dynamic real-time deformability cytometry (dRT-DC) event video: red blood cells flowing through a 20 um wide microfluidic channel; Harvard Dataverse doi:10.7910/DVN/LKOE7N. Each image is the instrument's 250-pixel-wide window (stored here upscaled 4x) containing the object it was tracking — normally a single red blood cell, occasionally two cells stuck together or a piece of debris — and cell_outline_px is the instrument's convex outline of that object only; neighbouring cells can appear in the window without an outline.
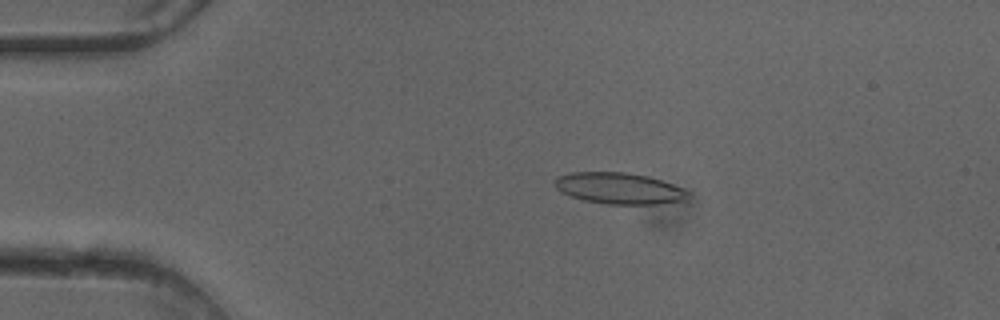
{"species": "common noctule bat (a hibernating species)", "species_latin": "Nyctalus noctula", "temperature_condition": "cold", "stored_images_in_passage": 50, "camera_frame_rate_fps": 3000, "um_per_image_px": 0.085, "animal": {"sex": "female"}, "frame": {"image": 1, "passage_image": 10, "time_ms": 3.0, "image_size_px": [1000, 320], "cell_outline_px": [[692, 196], [684, 200], [660, 204], [608, 204], [584, 200], [560, 192], [556, 188], [556, 176], [572, 172], [624, 172], [648, 176], [672, 184], [688, 192]], "centroid_in_image_um": [52.62, 16.01], "position_along_channel_um": 32.4, "area_um2": 24.16}}
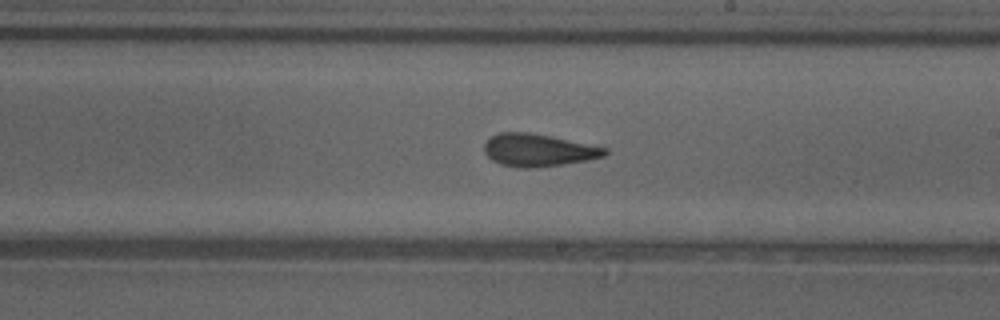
{"frame": {"image": 2, "passage_image": 29, "time_ms": 9.333, "image_size_px": [1000, 320], "cell_outline_px": [[608, 152], [604, 156], [588, 160], [564, 164], [536, 168], [520, 168], [500, 164], [492, 160], [484, 152], [484, 144], [492, 136], [500, 132], [528, 132], [608, 148]], "centroid_in_image_um": [45.74, 12.78], "position_along_channel_um": 243.3, "area_um2": 22.72}}
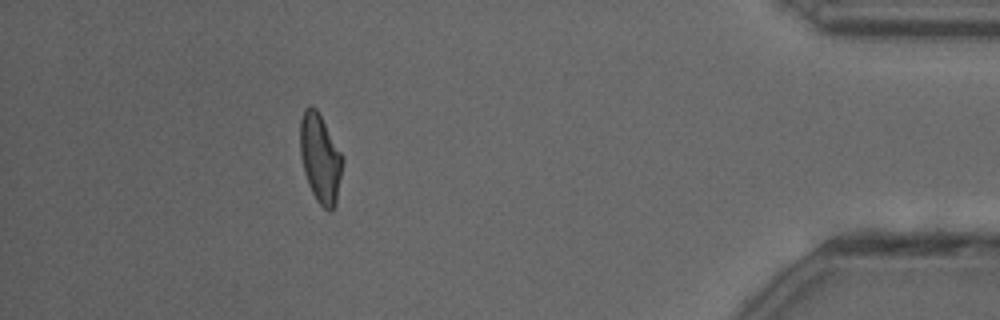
{"frame": {"image": 3, "passage_image": 45, "time_ms": 14.667, "image_size_px": [1000, 320], "cell_outline_px": [[344, 160], [336, 204], [328, 212], [316, 200], [308, 184], [304, 172], [300, 156], [300, 120], [304, 108], [312, 104], [316, 108], [344, 156]], "centroid_in_image_um": [27.22, 13.44], "position_along_channel_um": 408.0, "area_um2": 22.2}, "authors_computed_cell_mechanics": {"area_um2": 22.8888, "velocity_mm_per_s": 4.1022, "shape_relaxation_time_tau1_ms": 8.1676, "shape_relaxation_time_tau2_ms": 2.2618, "deformation_change_tau1": 0.2095, "deformation_change_tau2": 0.1096}}